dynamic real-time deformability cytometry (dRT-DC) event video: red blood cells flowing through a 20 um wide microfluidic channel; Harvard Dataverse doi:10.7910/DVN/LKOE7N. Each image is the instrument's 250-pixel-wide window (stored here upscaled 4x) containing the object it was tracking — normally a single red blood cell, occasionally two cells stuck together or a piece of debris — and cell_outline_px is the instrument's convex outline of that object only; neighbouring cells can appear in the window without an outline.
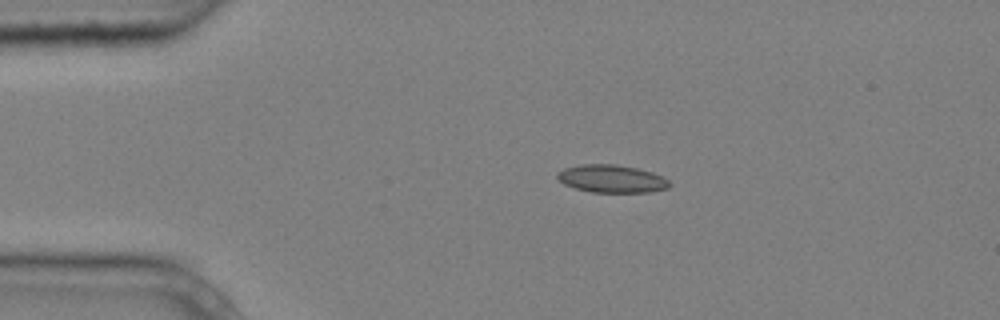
{"species": "common noctule bat (a hibernating species)", "species_latin": "Nyctalus noctula", "temperature_condition": "cold", "stored_images_in_passage": 3, "camera_frame_rate_fps": 3000, "um_per_image_px": 0.085, "animal": {"sex": "male", "body_mass_g": 20.4}, "frame": {"image": 1, "passage_image": 2, "time_ms": 0.333, "image_size_px": [1000, 320], "cell_outline_px": [[672, 184], [668, 188], [652, 192], [592, 192], [576, 188], [564, 184], [556, 176], [556, 172], [564, 168], [580, 164], [616, 164], [636, 168], [652, 172], [664, 176]], "centroid_in_image_um": [52.01, 15.19], "position_along_channel_um": 33.0, "area_um2": 18.26}}